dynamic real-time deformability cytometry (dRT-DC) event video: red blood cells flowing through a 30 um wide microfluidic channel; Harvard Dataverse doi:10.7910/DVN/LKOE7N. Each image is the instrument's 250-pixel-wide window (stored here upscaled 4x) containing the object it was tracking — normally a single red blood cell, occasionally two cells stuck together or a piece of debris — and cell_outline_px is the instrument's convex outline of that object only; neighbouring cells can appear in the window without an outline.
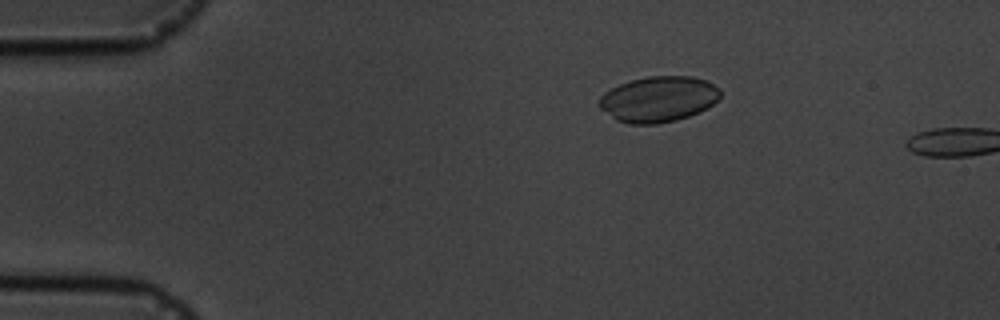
{"species": "common noctule bat (a hibernating species)", "species_latin": "Nyctalus noctula", "temperature_condition": "cold", "stored_images_in_passage": 5, "camera_frame_rate_fps": 3000, "um_per_image_px": 0.085, "animal": {"sex": "male", "body_mass_g": 19.5, "forearm_length_mm": 54.6}, "frame": {"image": 1, "passage_image": 3, "time_ms": 2.333, "image_size_px": [1000, 320], "cell_outline_px": [[720, 96], [712, 104], [700, 112], [676, 120], [656, 124], [628, 124], [616, 120], [600, 108], [596, 104], [600, 96], [604, 92], [620, 84], [632, 80], [648, 76], [692, 76], [704, 80], [720, 88]], "centroid_in_image_um": [55.93, 8.43], "position_along_channel_um": 29.1, "area_um2": 32.25}}